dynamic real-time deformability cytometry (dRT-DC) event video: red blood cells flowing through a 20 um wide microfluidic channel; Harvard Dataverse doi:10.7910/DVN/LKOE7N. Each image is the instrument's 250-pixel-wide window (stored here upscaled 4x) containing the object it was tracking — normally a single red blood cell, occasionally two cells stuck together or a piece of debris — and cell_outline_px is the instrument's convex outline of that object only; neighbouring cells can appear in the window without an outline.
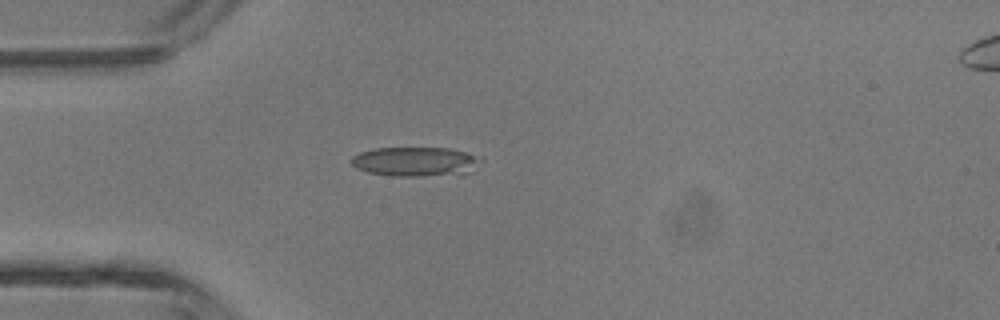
{"species": "common noctule bat (a hibernating species)", "species_latin": "Nyctalus noctula", "temperature_condition": "room temperature", "stored_images_in_passage": 1, "camera_frame_rate_fps": 3000, "um_per_image_px": 0.085, "animal": {"sex": "male", "body_mass_g": 13.3}, "frame": {"image": 1, "passage_image": 1, "time_ms": 0.0, "image_size_px": [1000, 320], "cell_outline_px": [[484, 160], [472, 172], [460, 176], [392, 176], [368, 172], [356, 168], [352, 164], [352, 156], [360, 152], [376, 148], [448, 148], [484, 156]], "centroid_in_image_um": [35.45, 13.76], "position_along_channel_um": 49.5, "area_um2": 22.89}}